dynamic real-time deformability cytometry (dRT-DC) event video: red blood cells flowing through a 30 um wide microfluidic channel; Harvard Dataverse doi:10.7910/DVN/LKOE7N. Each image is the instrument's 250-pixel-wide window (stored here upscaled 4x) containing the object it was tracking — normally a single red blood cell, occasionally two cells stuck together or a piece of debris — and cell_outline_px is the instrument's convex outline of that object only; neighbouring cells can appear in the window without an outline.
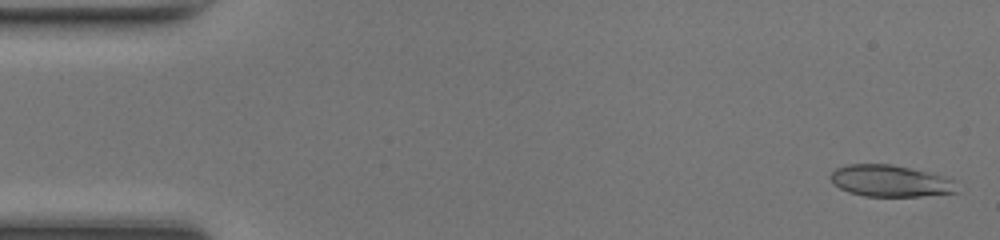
{"species": "common noctule bat (a hibernating species)", "species_latin": "Nyctalus noctula", "temperature_condition": "room temperature", "stored_images_in_passage": 48, "camera_frame_rate_fps": 3000, "um_per_image_px": 0.085, "animal": {"sex": "female", "body_mass_g": 17.0, "forearm_length_mm": 48.0}, "frame": {"image": 1, "passage_image": 2, "time_ms": 0.333, "image_size_px": [1000, 240], "cell_outline_px": [[956, 192], [920, 196], [864, 196], [848, 192], [832, 184], [828, 176], [836, 168], [848, 164], [892, 164], [944, 176], [952, 180]], "centroid_in_image_um": [75.58, 15.37], "position_along_channel_um": 9.4, "area_um2": 23.12}}
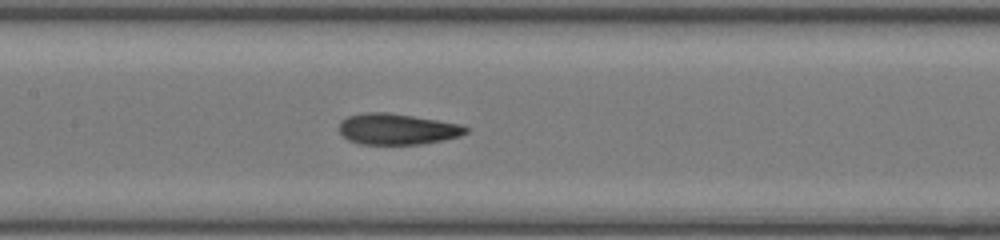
{"frame": {"image": 2, "passage_image": 23, "time_ms": 7.333, "image_size_px": [1000, 240], "cell_outline_px": [[468, 132], [460, 136], [444, 140], [424, 144], [360, 144], [348, 140], [340, 132], [340, 120], [348, 116], [364, 112], [388, 112], [464, 124], [468, 128]], "centroid_in_image_um": [33.8, 10.97], "position_along_channel_um": 173.6, "area_um2": 23.12}}
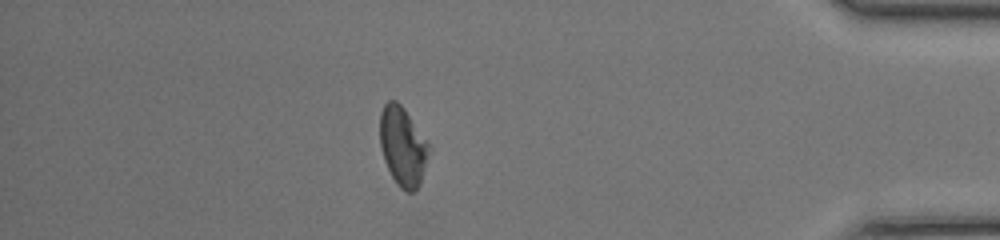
{"frame": {"image": 3, "passage_image": 42, "time_ms": 13.667, "image_size_px": [1000, 240], "cell_outline_px": [[432, 152], [420, 184], [412, 192], [408, 192], [400, 188], [396, 184], [384, 160], [380, 148], [380, 112], [384, 104], [388, 100], [396, 100], [404, 108], [432, 148]], "centroid_in_image_um": [34.26, 12.45], "position_along_channel_um": 400.9, "area_um2": 22.95}, "authors_computed_cell_mechanics": {"area_um2": 23.0044, "velocity_mm_per_s": 4.3012, "shape_relaxation_time_tau1_ms": null, "shape_relaxation_time_tau2_ms": 1.9109, "deformation_change_tau1": null, "deformation_change_tau2": 0.0845}}